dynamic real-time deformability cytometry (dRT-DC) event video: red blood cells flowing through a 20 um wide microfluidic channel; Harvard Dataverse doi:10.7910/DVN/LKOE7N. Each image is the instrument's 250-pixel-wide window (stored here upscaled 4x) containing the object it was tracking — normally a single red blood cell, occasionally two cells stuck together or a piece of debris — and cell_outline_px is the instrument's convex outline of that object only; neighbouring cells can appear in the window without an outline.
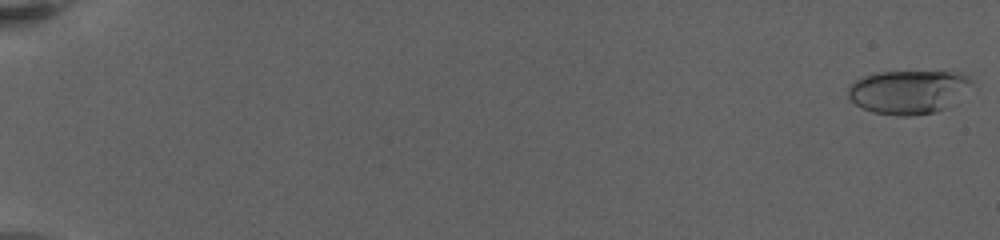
{"species": "human", "species_latin": "Homo sapiens", "temperature_condition": "warm", "stored_images_in_passage": 64, "camera_frame_rate_fps": 3000, "um_per_image_px": 0.085, "donor": {"sex": "female"}, "frame": {"image": 1, "passage_image": 1, "time_ms": 0.0, "image_size_px": [1000, 240], "cell_outline_px": [[972, 80], [944, 108], [932, 112], [908, 116], [896, 116], [872, 112], [856, 104], [848, 96], [848, 88], [856, 80], [864, 76], [876, 72], [960, 72], [972, 76]], "centroid_in_image_um": [77.12, 7.79], "position_along_channel_um": 7.9, "area_um2": 30.52}}
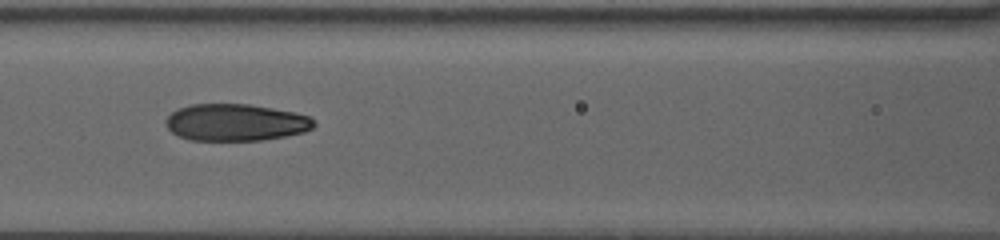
{"frame": {"image": 2, "passage_image": 29, "time_ms": 11.0, "image_size_px": [1000, 240], "cell_outline_px": [[316, 124], [312, 128], [304, 132], [284, 136], [260, 140], [192, 140], [180, 136], [172, 132], [168, 128], [168, 116], [172, 112], [188, 104], [248, 104], [272, 108], [292, 112], [308, 116]], "centroid_in_image_um": [20.04, 10.4], "position_along_channel_um": 146.6, "area_um2": 31.44}}
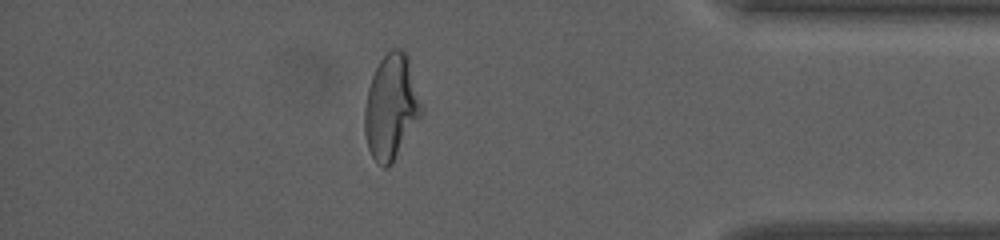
{"frame": {"image": 3, "passage_image": 55, "time_ms": 20.0, "image_size_px": [1000, 240], "cell_outline_px": [[424, 112], [392, 164], [384, 168], [372, 156], [368, 148], [364, 132], [364, 108], [368, 88], [372, 76], [380, 60], [392, 48], [400, 48], [408, 56], [424, 108]], "centroid_in_image_um": [33.27, 9.09], "position_along_channel_um": 401.9, "area_um2": 34.91}, "authors_computed_cell_mechanics": {"area_um2": 32.1368, "velocity_mm_per_s": 3.1378, "shape_relaxation_time_tau1_ms": 7.8464, "shape_relaxation_time_tau2_ms": 1.0443, "deformation_change_tau1": 0.265, "deformation_change_tau2": 0.0667}}